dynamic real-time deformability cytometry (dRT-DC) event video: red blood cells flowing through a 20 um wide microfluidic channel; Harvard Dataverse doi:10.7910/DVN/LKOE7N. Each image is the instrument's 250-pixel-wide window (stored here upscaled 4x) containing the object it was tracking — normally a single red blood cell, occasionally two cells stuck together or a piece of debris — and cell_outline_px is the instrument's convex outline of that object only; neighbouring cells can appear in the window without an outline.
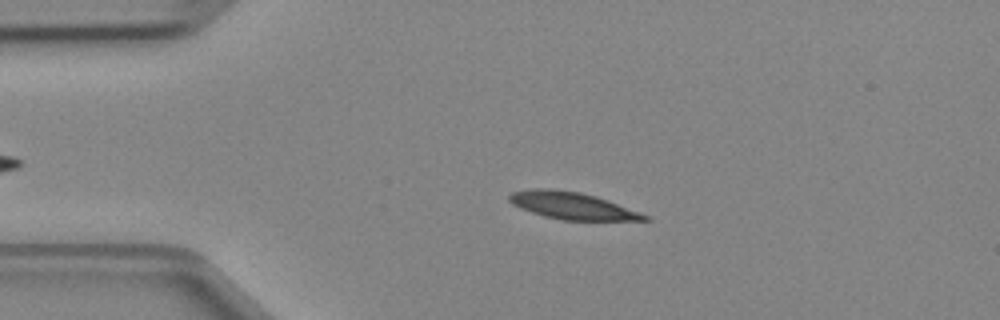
{"species": "Egyptian fruit bat (a non-hibernating species)", "species_latin": "Rousettus aegyptiacus", "temperature_condition": "cold", "stored_images_in_passage": 7, "camera_frame_rate_fps": 3000, "um_per_image_px": 0.085, "animal": {"sex": "female"}, "frame": {"image": 1, "passage_image": 3, "time_ms": 0.667, "image_size_px": [1000, 320], "cell_outline_px": [[652, 220], [564, 220], [544, 216], [520, 208], [512, 204], [508, 200], [508, 196], [512, 192], [532, 188], [548, 188], [580, 192], [596, 196], [608, 200], [652, 216]], "centroid_in_image_um": [48.66, 17.48], "position_along_channel_um": 36.3, "area_um2": 21.44}}